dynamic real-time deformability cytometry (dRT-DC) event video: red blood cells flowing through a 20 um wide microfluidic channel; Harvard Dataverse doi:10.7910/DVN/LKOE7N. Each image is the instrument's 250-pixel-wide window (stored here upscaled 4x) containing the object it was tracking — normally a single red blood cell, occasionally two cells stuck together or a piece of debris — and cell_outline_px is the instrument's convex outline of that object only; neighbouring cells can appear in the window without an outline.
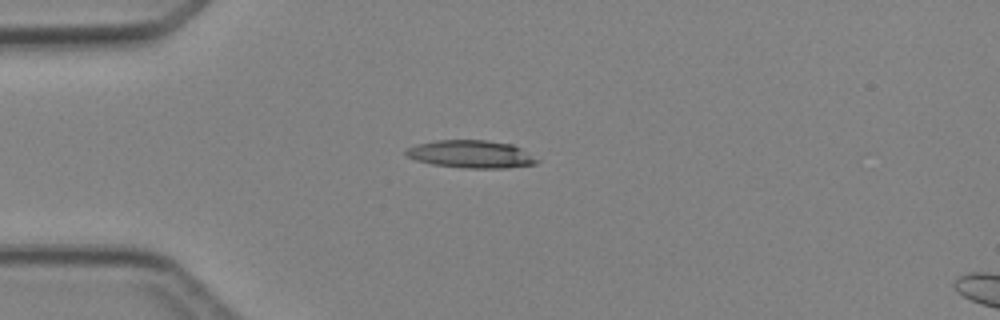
{"species": "Egyptian fruit bat (a non-hibernating species)", "species_latin": "Rousettus aegyptiacus", "temperature_condition": "cold", "stored_images_in_passage": 4, "camera_frame_rate_fps": 3000, "um_per_image_px": 0.085, "animal": {"sex": "female"}, "frame": {"image": 1, "passage_image": 4, "time_ms": 3.667, "image_size_px": [1000, 320], "cell_outline_px": [[540, 160], [536, 164], [508, 168], [464, 168], [432, 164], [416, 160], [404, 156], [404, 152], [408, 148], [416, 144], [436, 140], [484, 140], [512, 144], [520, 148]], "centroid_in_image_um": [40.02, 13.11], "position_along_channel_um": 45.0, "area_um2": 21.21}}